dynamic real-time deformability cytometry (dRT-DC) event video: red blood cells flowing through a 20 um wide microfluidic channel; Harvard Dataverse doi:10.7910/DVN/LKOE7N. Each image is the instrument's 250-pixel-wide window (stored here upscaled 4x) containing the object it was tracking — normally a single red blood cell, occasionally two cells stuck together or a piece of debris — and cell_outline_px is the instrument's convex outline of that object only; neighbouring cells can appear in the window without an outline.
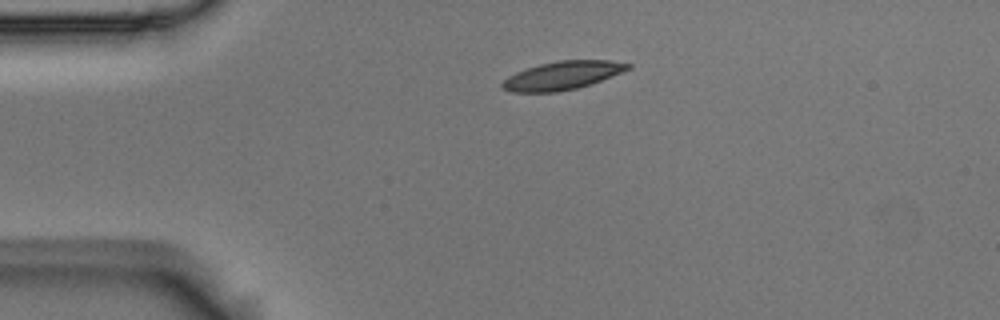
{"species": "Egyptian fruit bat (a non-hibernating species)", "species_latin": "Rousettus aegyptiacus", "temperature_condition": "room temperature", "stored_images_in_passage": 44, "camera_frame_rate_fps": 3000, "um_per_image_px": 0.085, "animal": {"sex": "male"}, "frame": {"image": 1, "passage_image": 1, "time_ms": 0.0, "image_size_px": [1000, 320], "cell_outline_px": [[632, 68], [600, 80], [576, 88], [556, 92], [512, 92], [504, 88], [500, 84], [508, 76], [516, 72], [540, 64], [556, 60], [612, 60], [632, 64]], "centroid_in_image_um": [47.81, 6.4], "position_along_channel_um": 37.2, "area_um2": 20.52}}
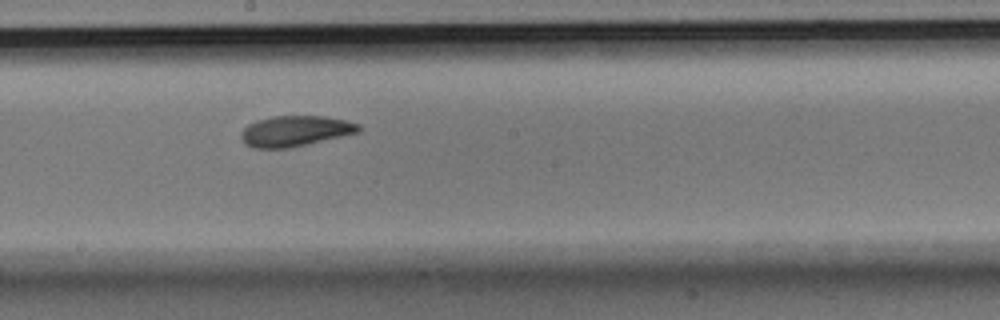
{"frame": {"image": 2, "passage_image": 19, "time_ms": 6.0, "image_size_px": [1000, 320], "cell_outline_px": [[360, 132], [308, 144], [288, 148], [256, 148], [244, 144], [240, 136], [240, 132], [248, 124], [256, 120], [272, 116], [324, 116], [344, 120], [360, 124]], "centroid_in_image_um": [25.06, 11.14], "position_along_channel_um": 223.1, "area_um2": 21.04}}
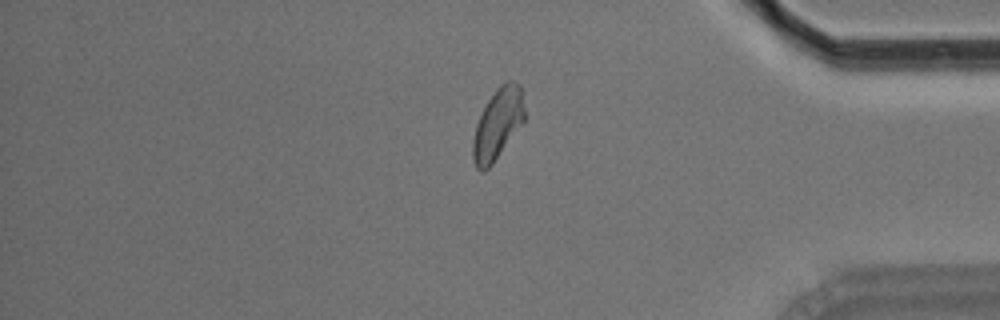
{"frame": {"image": 3, "passage_image": 35, "time_ms": 11.333, "image_size_px": [1000, 320], "cell_outline_px": [[524, 120], [492, 164], [484, 172], [480, 172], [476, 168], [472, 156], [472, 140], [476, 124], [488, 100], [496, 88], [500, 84], [508, 80], [512, 80], [520, 84], [524, 92]], "centroid_in_image_um": [42.3, 10.51], "position_along_channel_um": 392.9, "area_um2": 21.33}, "authors_computed_cell_mechanics": {"area_um2": 21.1259, "velocity_mm_per_s": 3.6496, "shape_relaxation_time_tau1_ms": 3.8008, "shape_relaxation_time_tau2_ms": 4.2715, "deformation_change_tau1": 0.1442, "deformation_change_tau2": 0.0994}}